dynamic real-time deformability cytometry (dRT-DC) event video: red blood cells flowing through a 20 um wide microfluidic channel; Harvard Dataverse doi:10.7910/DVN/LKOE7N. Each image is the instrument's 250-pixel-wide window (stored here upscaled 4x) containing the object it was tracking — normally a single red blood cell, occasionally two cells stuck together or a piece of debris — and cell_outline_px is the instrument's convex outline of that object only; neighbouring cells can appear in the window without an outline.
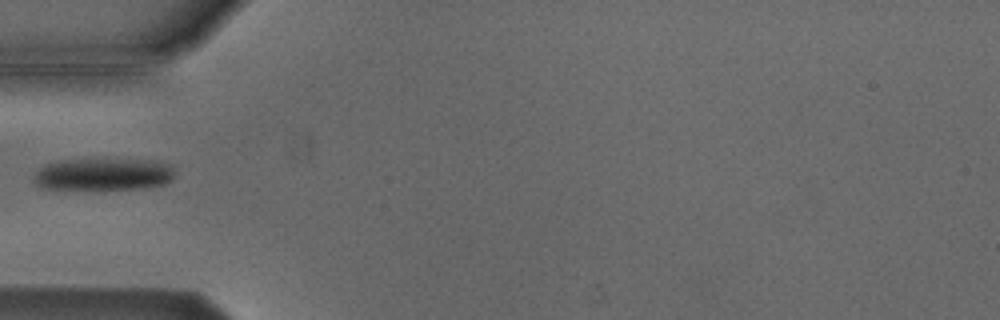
{"species": "Egyptian fruit bat (a non-hibernating species)", "species_latin": "Rousettus aegyptiacus", "temperature_condition": "cold", "stored_images_in_passage": 1, "camera_frame_rate_fps": 3000, "um_per_image_px": 0.085, "animal": {"sex": "male"}, "frame": {"image": 1, "passage_image": 1, "time_ms": 0.0, "image_size_px": [1000, 320], "cell_outline_px": [[176, 172], [172, 180], [164, 184], [144, 188], [40, 188], [32, 180], [36, 172], [44, 164], [60, 160], [156, 160], [172, 164]], "centroid_in_image_um": [8.83, 14.8], "position_along_channel_um": 76.2, "area_um2": 26.3}}